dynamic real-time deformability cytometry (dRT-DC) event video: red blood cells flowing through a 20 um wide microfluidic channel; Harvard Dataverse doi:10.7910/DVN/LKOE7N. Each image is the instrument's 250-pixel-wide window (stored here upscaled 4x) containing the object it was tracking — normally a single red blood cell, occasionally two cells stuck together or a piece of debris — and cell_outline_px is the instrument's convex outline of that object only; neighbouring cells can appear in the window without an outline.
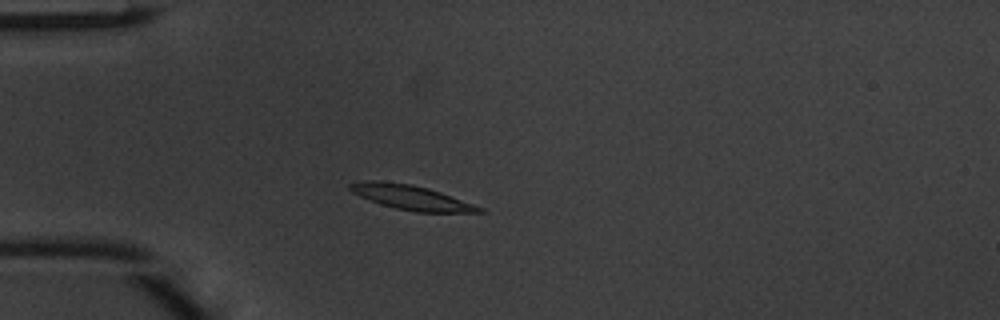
{"species": "common noctule bat (a hibernating species)", "species_latin": "Nyctalus noctula", "temperature_condition": "warm", "stored_images_in_passage": 37, "camera_frame_rate_fps": 3000, "um_per_image_px": 0.085, "animal": {"sex": "male", "body_mass_g": 20.1, "forearm_length_mm": 53.5}, "frame": {"image": 1, "passage_image": 1, "time_ms": 0.0, "image_size_px": [1000, 320], "cell_outline_px": [[484, 212], [416, 212], [396, 208], [380, 204], [360, 196], [352, 192], [348, 188], [348, 184], [368, 180], [380, 180], [412, 184], [428, 188], [440, 192], [484, 208]], "centroid_in_image_um": [34.92, 16.77], "position_along_channel_um": 50.1, "area_um2": 18.38}}
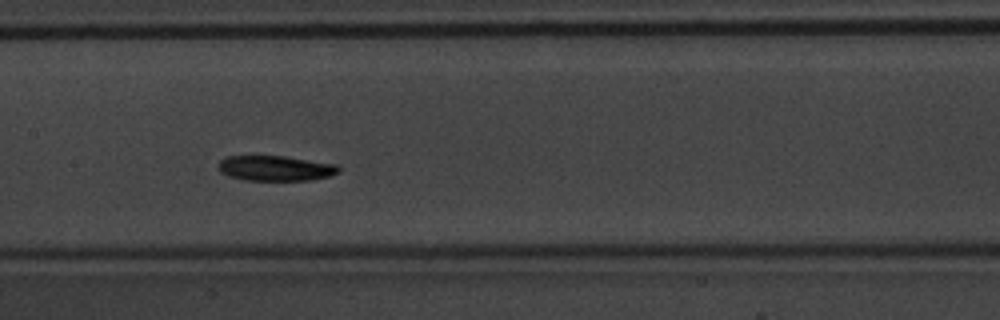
{"frame": {"image": 2, "passage_image": 12, "time_ms": 3.667, "image_size_px": [1000, 320], "cell_outline_px": [[340, 172], [328, 176], [312, 180], [244, 180], [228, 176], [220, 172], [216, 168], [220, 160], [228, 156], [284, 156], [340, 164]], "centroid_in_image_um": [23.43, 14.3], "position_along_channel_um": 184.0, "area_um2": 17.92}}
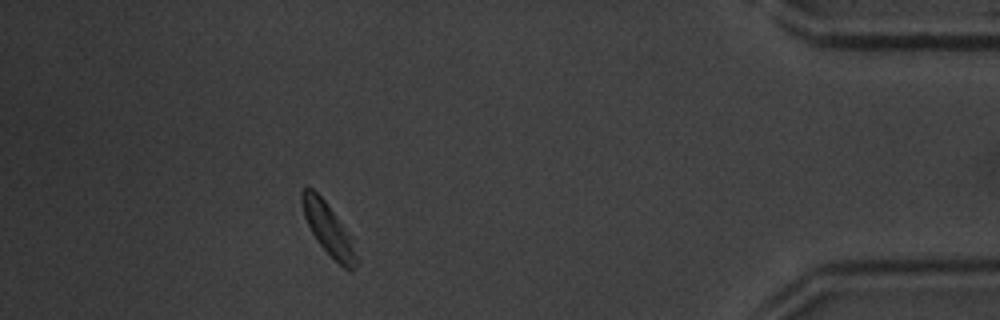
{"frame": {"image": 3, "passage_image": 32, "time_ms": 10.333, "image_size_px": [1000, 320], "cell_outline_px": [[356, 264], [352, 272], [348, 272], [316, 240], [304, 216], [300, 200], [300, 192], [304, 188], [312, 188], [324, 200], [348, 236], [356, 256]], "centroid_in_image_um": [27.83, 19.46], "position_along_channel_um": 407.4, "area_um2": 15.37}, "authors_computed_cell_mechanics": {"area_um2": 17.4556, "velocity_mm_per_s": 4.0611, "shape_relaxation_time_tau1_ms": 1.4921, "shape_relaxation_time_tau2_ms": null, "deformation_change_tau1": 0.1183, "deformation_change_tau2": null}}